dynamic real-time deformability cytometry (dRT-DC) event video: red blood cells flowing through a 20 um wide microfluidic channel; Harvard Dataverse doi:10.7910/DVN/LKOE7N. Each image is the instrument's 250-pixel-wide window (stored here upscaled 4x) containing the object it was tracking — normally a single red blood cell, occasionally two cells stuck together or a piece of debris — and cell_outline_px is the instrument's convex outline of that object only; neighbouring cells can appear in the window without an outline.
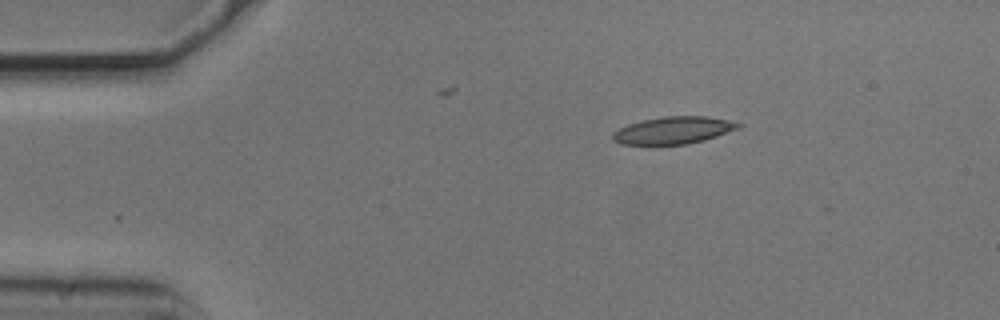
{"species": "common noctule bat (a hibernating species)", "species_latin": "Nyctalus noctula", "temperature_condition": "cold", "stored_images_in_passage": 5, "camera_frame_rate_fps": 3000, "um_per_image_px": 0.085, "animal": {"sex": "male", "body_mass_g": 20.5, "forearm_length_mm": 52.5}, "frame": {"image": 1, "passage_image": 1, "time_ms": 0.0, "image_size_px": [1000, 320], "cell_outline_px": [[744, 124], [740, 128], [704, 140], [688, 144], [620, 144], [612, 140], [612, 132], [628, 124], [644, 120], [664, 116], [708, 116], [728, 120]], "centroid_in_image_um": [57.25, 11.07], "position_along_channel_um": 27.7, "area_um2": 19.88}}